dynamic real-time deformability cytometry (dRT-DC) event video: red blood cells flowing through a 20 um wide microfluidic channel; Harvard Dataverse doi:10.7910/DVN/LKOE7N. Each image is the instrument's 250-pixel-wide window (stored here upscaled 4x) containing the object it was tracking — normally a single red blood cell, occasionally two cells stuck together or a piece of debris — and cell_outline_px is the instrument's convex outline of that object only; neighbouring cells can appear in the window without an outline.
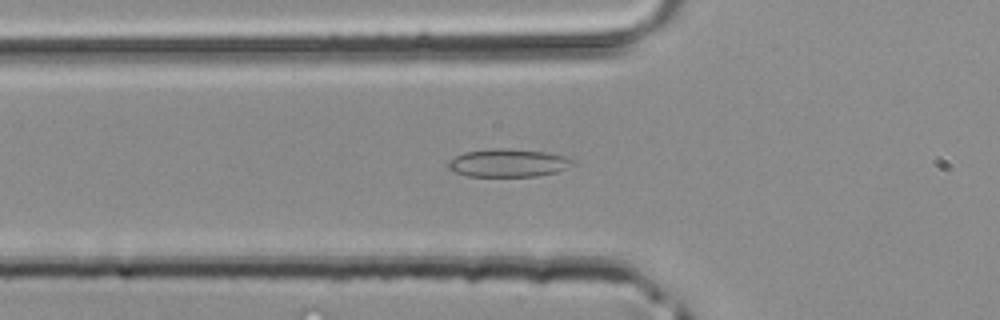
{"species": "common noctule bat (a hibernating species)", "species_latin": "Nyctalus noctula", "temperature_condition": "room temperature", "stored_images_in_passage": 30, "camera_frame_rate_fps": 3000, "um_per_image_px": 0.085, "animal": {"sex": "male", "body_mass_g": 20.4}, "frame": {"image": 1, "passage_image": 3, "time_ms": 0.667, "image_size_px": [1000, 320], "cell_outline_px": [[572, 160], [564, 168], [556, 172], [536, 176], [468, 176], [452, 172], [448, 168], [448, 160], [464, 152], [496, 148], [508, 148], [544, 152], [564, 156]], "centroid_in_image_um": [43.08, 13.85], "position_along_channel_um": 82.7, "area_um2": 20.0}}
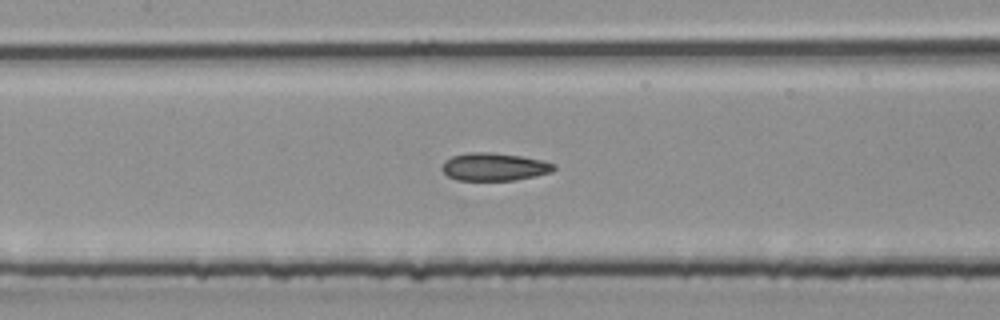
{"frame": {"image": 2, "passage_image": 8, "time_ms": 2.333, "image_size_px": [1000, 320], "cell_outline_px": [[556, 168], [552, 172], [536, 176], [512, 180], [456, 180], [448, 176], [440, 168], [444, 160], [452, 156], [468, 152], [492, 152], [520, 156], [540, 160], [556, 164]], "centroid_in_image_um": [41.98, 14.17], "position_along_channel_um": 165.4, "area_um2": 18.21}}
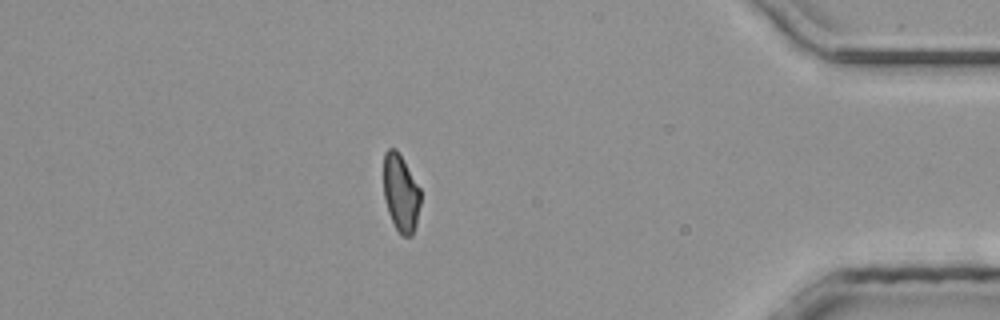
{"frame": {"image": 3, "passage_image": 25, "time_ms": 8.0, "image_size_px": [1000, 320], "cell_outline_px": [[420, 204], [416, 224], [412, 236], [400, 236], [388, 212], [384, 196], [384, 152], [388, 148], [396, 148], [420, 188]], "centroid_in_image_um": [34.06, 16.41], "position_along_channel_um": 401.1, "area_um2": 16.59}}